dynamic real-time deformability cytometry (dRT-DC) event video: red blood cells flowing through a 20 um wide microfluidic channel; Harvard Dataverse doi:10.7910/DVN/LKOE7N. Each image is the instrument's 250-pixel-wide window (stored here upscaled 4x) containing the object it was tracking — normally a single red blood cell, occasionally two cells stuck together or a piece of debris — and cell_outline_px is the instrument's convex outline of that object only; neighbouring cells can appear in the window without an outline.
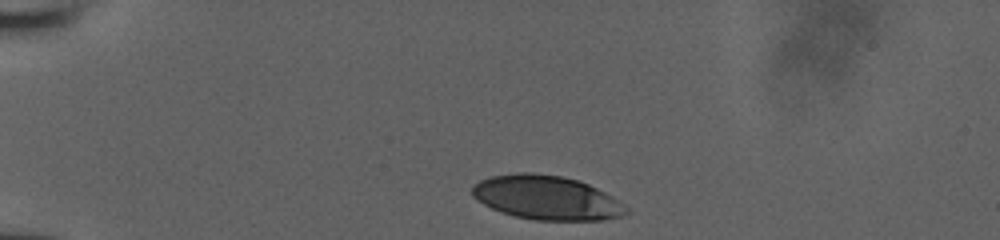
{"species": "human", "species_latin": "Homo sapiens", "temperature_condition": "room temperature", "stored_images_in_passage": 4, "camera_frame_rate_fps": 3000, "um_per_image_px": 0.085, "donor": {"sex": "male"}, "frame": {"image": 1, "passage_image": 1, "time_ms": 0.0, "image_size_px": [1000, 240], "cell_outline_px": [[628, 212], [624, 216], [604, 220], [536, 220], [516, 216], [492, 208], [476, 200], [472, 196], [472, 184], [480, 180], [492, 176], [520, 172], [532, 172], [564, 176], [580, 180], [612, 196], [624, 204], [628, 208]], "centroid_in_image_um": [46.48, 16.79], "position_along_channel_um": 38.5, "area_um2": 39.71}}
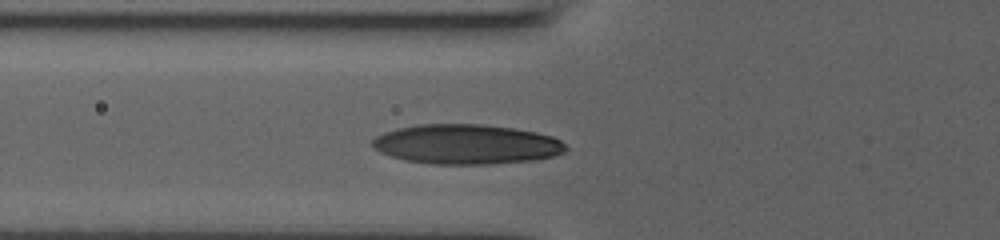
{"frame": {"image": 2, "passage_image": 4, "time_ms": 1.0, "image_size_px": [1000, 240], "cell_outline_px": [[568, 148], [564, 152], [552, 156], [536, 160], [492, 164], [432, 164], [404, 160], [380, 152], [372, 148], [372, 140], [376, 136], [384, 132], [400, 128], [420, 124], [480, 124], [512, 128], [536, 132], [552, 136], [560, 140]], "centroid_in_image_um": [39.64, 12.27], "position_along_channel_um": 86.2, "area_um2": 44.85}}